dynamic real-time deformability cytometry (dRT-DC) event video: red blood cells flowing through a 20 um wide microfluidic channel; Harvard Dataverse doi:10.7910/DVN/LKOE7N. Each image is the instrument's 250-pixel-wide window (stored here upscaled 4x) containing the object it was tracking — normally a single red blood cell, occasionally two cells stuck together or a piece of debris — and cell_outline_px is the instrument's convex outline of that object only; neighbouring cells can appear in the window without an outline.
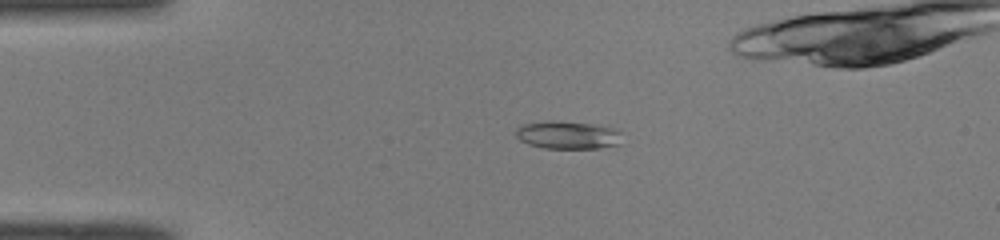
{"species": "common noctule bat (a hibernating species)", "species_latin": "Nyctalus noctula", "temperature_condition": "room temperature", "stored_images_in_passage": 44, "camera_frame_rate_fps": 3000, "um_per_image_px": 0.085, "animal": {"sex": "male", "body_mass_g": 19.0, "forearm_length_mm": 50.8}, "frame": {"image": 1, "passage_image": 5, "time_ms": 1.333, "image_size_px": [1000, 240], "cell_outline_px": [[620, 144], [600, 148], [544, 148], [528, 144], [520, 140], [516, 136], [516, 128], [520, 124], [552, 120], [592, 124], [616, 128], [620, 132]], "centroid_in_image_um": [48.24, 11.47], "position_along_channel_um": 36.8, "area_um2": 17.34}}
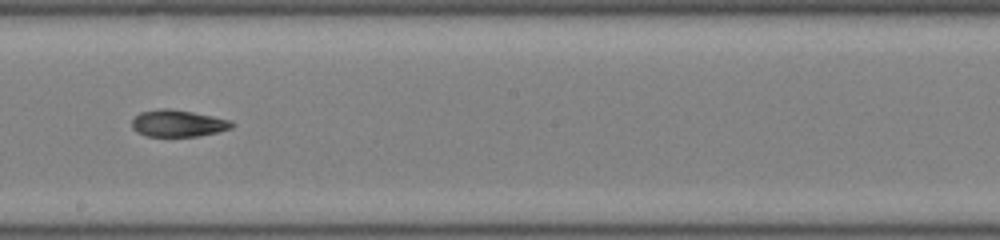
{"frame": {"image": 2, "passage_image": 22, "time_ms": 7.0, "image_size_px": [1000, 240], "cell_outline_px": [[236, 124], [232, 128], [200, 136], [148, 136], [136, 132], [132, 128], [132, 120], [140, 112], [160, 108], [172, 108], [232, 120]], "centroid_in_image_um": [15.14, 10.48], "position_along_channel_um": 233.1, "area_um2": 15.72}}
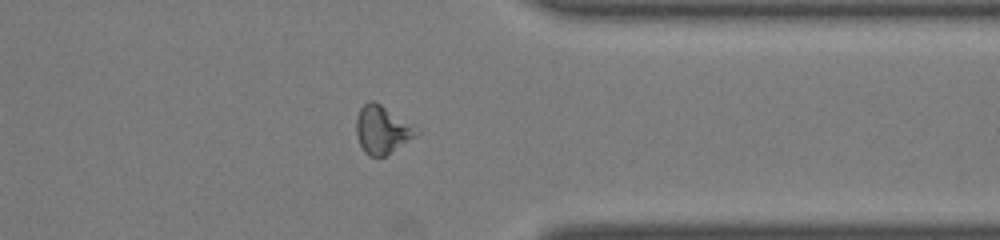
{"frame": {"image": 3, "passage_image": 33, "time_ms": 10.667, "image_size_px": [1000, 240], "cell_outline_px": [[420, 132], [416, 136], [384, 156], [368, 156], [364, 152], [360, 144], [356, 132], [356, 120], [360, 108], [368, 100], [372, 100], [380, 104], [416, 124], [420, 128]], "centroid_in_image_um": [32.52, 11.0], "position_along_channel_um": 378.9, "area_um2": 16.99}, "authors_computed_cell_mechanics": {"area_um2": 16.1262, "velocity_mm_per_s": 4.1228, "shape_relaxation_time_tau1_ms": 3.8753, "shape_relaxation_time_tau2_ms": 3.9901, "deformation_change_tau1": 0.1177, "deformation_change_tau2": 0.1013}}